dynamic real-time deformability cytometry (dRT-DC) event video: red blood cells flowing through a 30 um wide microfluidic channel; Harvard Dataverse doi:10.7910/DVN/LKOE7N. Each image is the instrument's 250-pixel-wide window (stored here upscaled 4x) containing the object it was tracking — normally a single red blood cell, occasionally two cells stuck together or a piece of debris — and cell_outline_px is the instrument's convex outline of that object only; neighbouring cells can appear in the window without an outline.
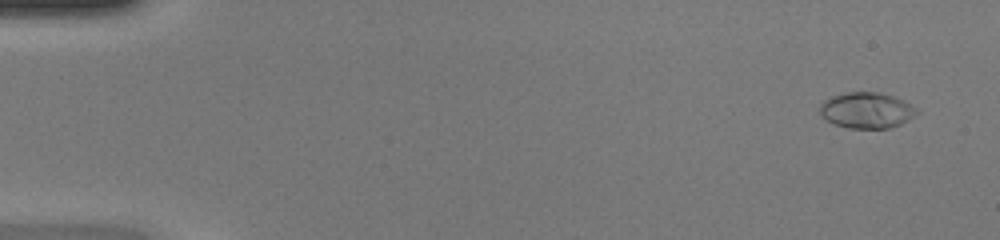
{"species": "common noctule bat (a hibernating species)", "species_latin": "Nyctalus noctula", "temperature_condition": "warm", "stored_images_in_passage": 49, "camera_frame_rate_fps": 3000, "um_per_image_px": 0.085, "animal": {"sex": "female", "body_mass_g": 20.0, "forearm_length_mm": 54.0}, "frame": {"image": 1, "passage_image": 3, "time_ms": 0.667, "image_size_px": [1000, 240], "cell_outline_px": [[920, 112], [908, 120], [900, 124], [888, 128], [848, 128], [836, 124], [820, 116], [820, 104], [824, 100], [832, 96], [848, 92], [880, 92], [904, 100], [916, 108]], "centroid_in_image_um": [73.67, 9.37], "position_along_channel_um": 11.3, "area_um2": 20.23}}
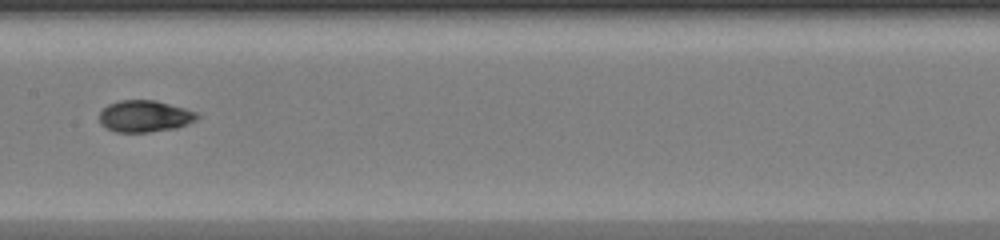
{"frame": {"image": 2, "passage_image": 26, "time_ms": 8.333, "image_size_px": [1000, 240], "cell_outline_px": [[200, 116], [196, 120], [176, 128], [148, 132], [116, 132], [100, 124], [100, 112], [108, 104], [120, 100], [156, 100], [184, 108], [196, 112]], "centroid_in_image_um": [12.3, 9.87], "position_along_channel_um": 195.1, "area_um2": 17.98}}
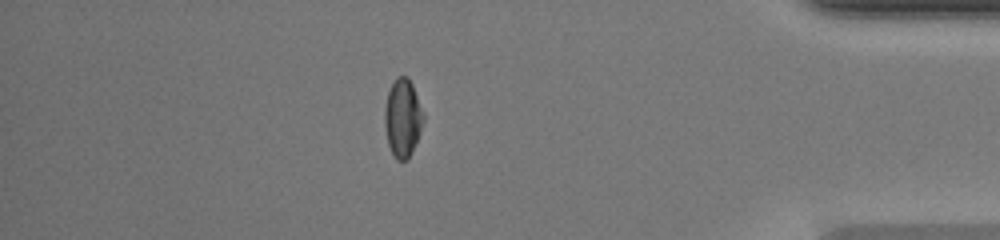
{"frame": {"image": 3, "passage_image": 43, "time_ms": 14.0, "image_size_px": [1000, 240], "cell_outline_px": [[424, 120], [420, 132], [412, 152], [408, 160], [396, 160], [388, 144], [384, 124], [384, 108], [388, 92], [396, 76], [408, 76], [412, 84], [424, 112]], "centroid_in_image_um": [34.23, 10.02], "position_along_channel_um": 401.0, "area_um2": 17.74}, "authors_computed_cell_mechanics": {"area_um2": 18.0914, "velocity_mm_per_s": 4.2641, "shape_relaxation_time_tau1_ms": 3.1497, "shape_relaxation_time_tau2_ms": 0.1182, "deformation_change_tau1": 0.1977, "deformation_change_tau2": 0.0357}}